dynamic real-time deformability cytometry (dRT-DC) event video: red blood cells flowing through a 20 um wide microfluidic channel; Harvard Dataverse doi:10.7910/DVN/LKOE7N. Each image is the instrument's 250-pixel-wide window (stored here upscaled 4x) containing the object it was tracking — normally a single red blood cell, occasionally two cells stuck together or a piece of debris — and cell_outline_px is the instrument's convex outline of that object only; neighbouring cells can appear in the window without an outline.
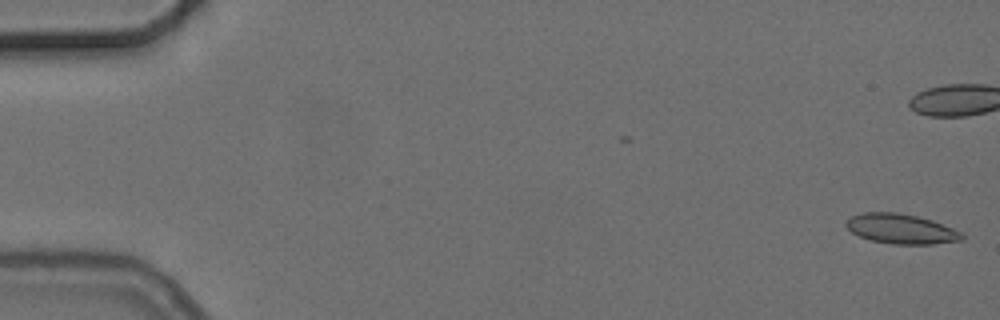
{"species": "common noctule bat (a hibernating species)", "species_latin": "Nyctalus noctula", "temperature_condition": "cold", "stored_images_in_passage": 56, "camera_frame_rate_fps": 3000, "um_per_image_px": 0.085, "animal": {"sex": "female", "body_mass_g": 24.6, "forearm_length_mm": 56.2}, "frame": {"image": 1, "passage_image": 1, "time_ms": 0.0, "image_size_px": [1000, 320], "cell_outline_px": [[964, 240], [932, 244], [892, 244], [872, 240], [860, 236], [852, 232], [844, 224], [852, 216], [864, 212], [896, 212], [916, 216], [932, 220], [964, 232]], "centroid_in_image_um": [76.64, 19.45], "position_along_channel_um": 8.4, "area_um2": 20.11}}
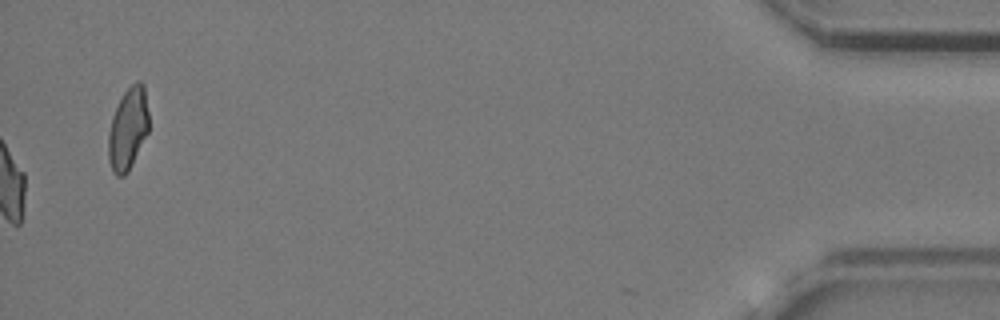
{"frame": {"image": 2, "passage_image": 56, "time_ms": 18.333, "image_size_px": [1000, 320], "cell_outline_px": [[148, 132], [128, 172], [124, 176], [116, 176], [112, 172], [108, 160], [108, 132], [112, 116], [124, 92], [136, 80], [140, 80], [144, 84], [148, 112]], "centroid_in_image_um": [10.87, 10.96], "position_along_channel_um": 424.3, "area_um2": 19.42}, "authors_computed_cell_mechanics": {"area_um2": 19.4497, "velocity_mm_per_s": 3.7218, "shape_relaxation_time_tau1_ms": null, "shape_relaxation_time_tau2_ms": 2.2934, "deformation_change_tau1": null, "deformation_change_tau2": 0.0869}}